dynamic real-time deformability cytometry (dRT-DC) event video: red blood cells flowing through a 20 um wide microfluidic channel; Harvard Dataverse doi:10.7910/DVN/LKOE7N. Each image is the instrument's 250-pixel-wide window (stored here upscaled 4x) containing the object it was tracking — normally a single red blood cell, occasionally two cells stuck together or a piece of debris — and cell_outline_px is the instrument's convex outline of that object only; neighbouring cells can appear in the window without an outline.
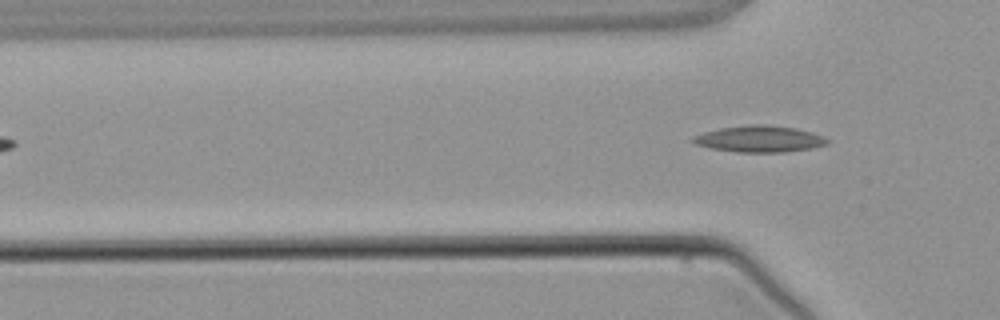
{"species": "common noctule bat (a hibernating species)", "species_latin": "Nyctalus noctula", "temperature_condition": "warm", "stored_images_in_passage": 5, "segment_of_instrument_passage": [2, 2], "camera_frame_rate_fps": 3000, "um_per_image_px": 0.085, "animal": {"sex": "male", "body_mass_g": 21.5, "forearm_length_mm": 52.0}, "frame": {"image": 1, "passage_image": 5, "time_ms": 5.0, "image_size_px": [1000, 320], "cell_outline_px": [[832, 140], [828, 144], [812, 148], [784, 152], [736, 152], [708, 148], [692, 144], [688, 140], [692, 136], [704, 132], [720, 128], [756, 124], [760, 124], [796, 128], [812, 132], [824, 136]], "centroid_in_image_um": [64.53, 11.82], "position_along_channel_um": 61.3, "area_um2": 20.98}}